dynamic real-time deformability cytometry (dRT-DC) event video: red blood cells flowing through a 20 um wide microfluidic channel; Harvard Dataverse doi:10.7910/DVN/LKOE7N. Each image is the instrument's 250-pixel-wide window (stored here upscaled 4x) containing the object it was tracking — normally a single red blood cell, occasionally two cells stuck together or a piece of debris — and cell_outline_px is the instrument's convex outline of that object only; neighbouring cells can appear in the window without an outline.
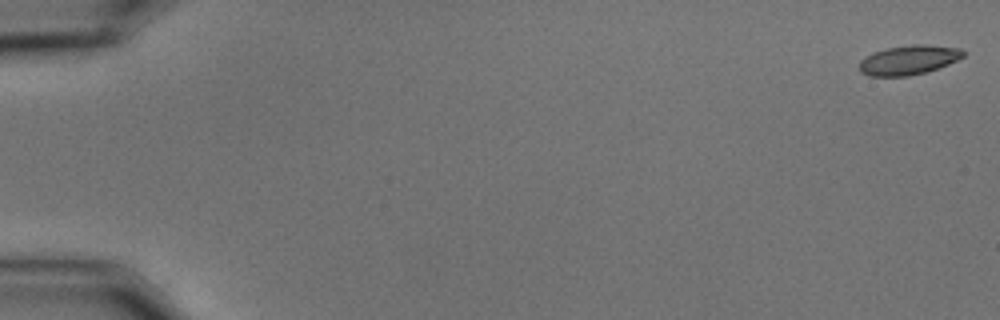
{"species": "common noctule bat (a hibernating species)", "species_latin": "Nyctalus noctula", "temperature_condition": "cold", "stored_images_in_passage": 59, "camera_frame_rate_fps": 3000, "um_per_image_px": 0.085, "animal": {"sex": "male", "body_mass_g": 15.6}, "frame": {"image": 1, "passage_image": 1, "time_ms": 0.0, "image_size_px": [1000, 320], "cell_outline_px": [[964, 56], [948, 64], [924, 72], [908, 76], [868, 76], [860, 72], [860, 60], [872, 52], [888, 48], [912, 44], [928, 44], [960, 48], [964, 52]], "centroid_in_image_um": [77.22, 5.09], "position_along_channel_um": 7.8, "area_um2": 17.74}}
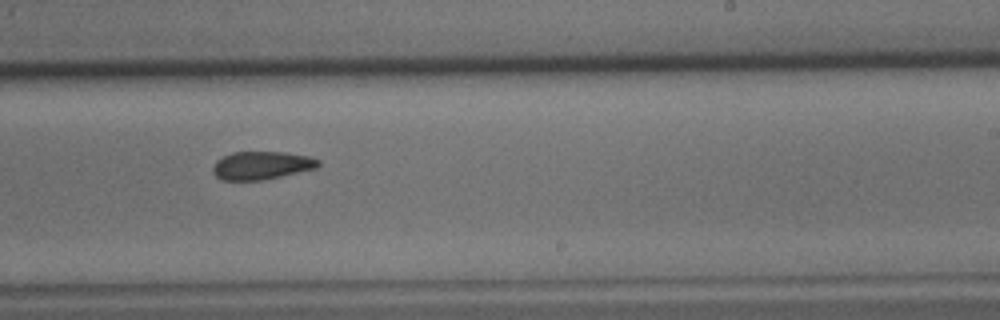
{"frame": {"image": 2, "passage_image": 37, "time_ms": 12.0, "image_size_px": [1000, 320], "cell_outline_px": [[320, 164], [316, 168], [280, 176], [260, 180], [224, 180], [216, 176], [212, 172], [212, 168], [216, 160], [232, 152], [284, 152], [308, 156], [320, 160]], "centroid_in_image_um": [22.21, 14.05], "position_along_channel_um": 266.8, "area_um2": 17.11}}
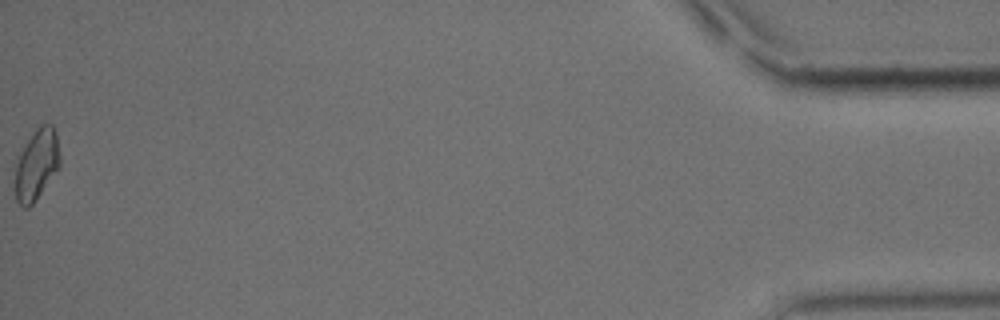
{"frame": {"image": 3, "passage_image": 59, "time_ms": 19.333, "image_size_px": [1000, 320], "cell_outline_px": [[60, 164], [36, 200], [28, 208], [24, 208], [16, 200], [16, 164], [20, 152], [36, 128], [40, 124], [52, 124], [56, 132], [60, 156]], "centroid_in_image_um": [3.12, 13.97], "position_along_channel_um": 432.1, "area_um2": 18.15}, "authors_computed_cell_mechanics": {"area_um2": 18.0336, "velocity_mm_per_s": 3.4774, "shape_relaxation_time_tau1_ms": 6.7525, "shape_relaxation_time_tau2_ms": 4.9547, "deformation_change_tau1": 0.1391, "deformation_change_tau2": 0.112}}